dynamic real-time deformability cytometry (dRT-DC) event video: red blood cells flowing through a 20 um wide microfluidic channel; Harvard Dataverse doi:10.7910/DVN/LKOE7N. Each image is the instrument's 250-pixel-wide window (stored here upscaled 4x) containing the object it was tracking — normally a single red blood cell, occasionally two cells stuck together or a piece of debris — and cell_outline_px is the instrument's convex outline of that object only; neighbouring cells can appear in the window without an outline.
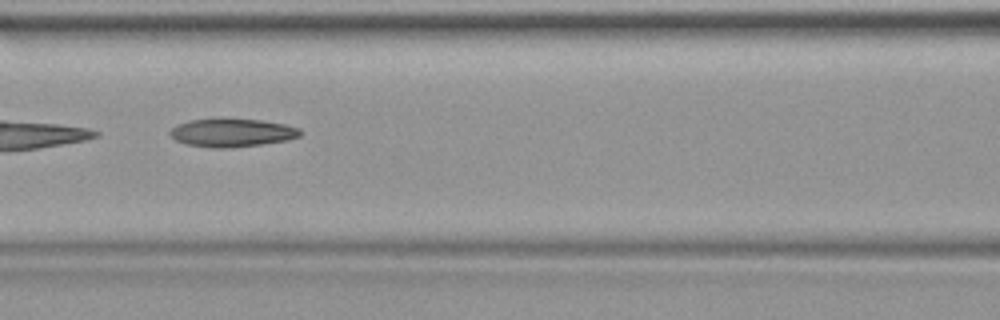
{"species": "common noctule bat (a hibernating species)", "species_latin": "Nyctalus noctula", "temperature_condition": "warm", "stored_images_in_passage": 38, "camera_frame_rate_fps": 3000, "um_per_image_px": 0.085, "animal": {"sex": "female", "body_mass_g": 19.9}, "frame": {"image": 1, "passage_image": 17, "time_ms": 5.333, "image_size_px": [1000, 320], "cell_outline_px": [[300, 136], [288, 140], [232, 148], [212, 148], [188, 144], [176, 140], [168, 132], [176, 124], [188, 120], [260, 120], [284, 124], [300, 128]], "centroid_in_image_um": [19.72, 11.3], "position_along_channel_um": 146.9, "area_um2": 20.98}}